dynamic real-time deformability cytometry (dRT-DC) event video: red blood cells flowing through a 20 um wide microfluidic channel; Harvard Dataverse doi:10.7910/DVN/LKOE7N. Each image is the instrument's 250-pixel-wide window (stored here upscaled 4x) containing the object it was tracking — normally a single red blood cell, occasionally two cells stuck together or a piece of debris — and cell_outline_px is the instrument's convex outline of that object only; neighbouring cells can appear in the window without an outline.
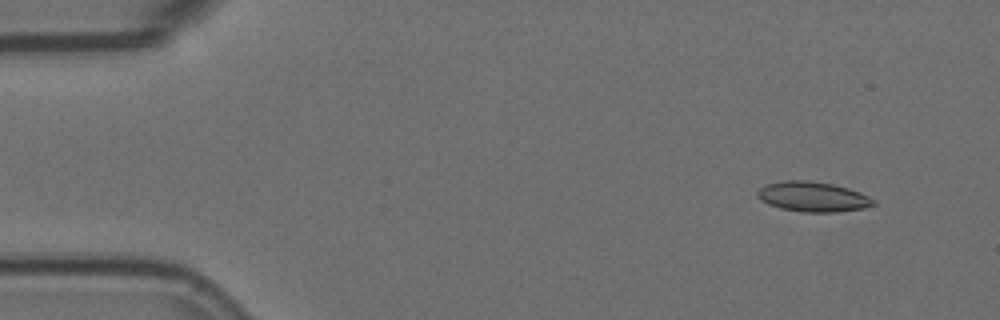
{"species": "Egyptian fruit bat (a non-hibernating species)", "species_latin": "Rousettus aegyptiacus", "temperature_condition": "room temperature", "stored_images_in_passage": 10, "camera_frame_rate_fps": 3000, "um_per_image_px": 0.085, "animal": {"sex": "female"}, "frame": {"image": 1, "passage_image": 2, "time_ms": 0.333, "image_size_px": [1000, 320], "cell_outline_px": [[876, 204], [864, 208], [836, 212], [800, 212], [780, 208], [768, 204], [760, 200], [756, 196], [756, 192], [760, 188], [768, 184], [784, 180], [808, 180], [832, 184], [848, 188], [860, 192], [876, 200]], "centroid_in_image_um": [69.09, 16.72], "position_along_channel_um": 15.9, "area_um2": 20.4}}
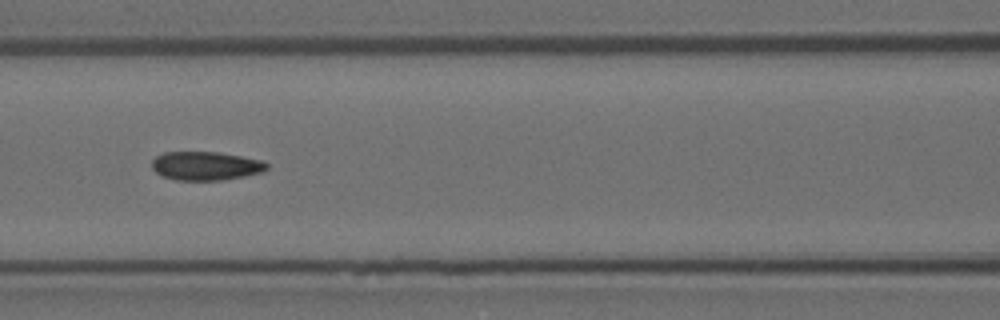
{"frame": {"image": 2, "passage_image": 7, "time_ms": 2.0, "image_size_px": [1000, 320], "cell_outline_px": [[268, 168], [264, 172], [224, 180], [176, 180], [160, 176], [152, 168], [152, 160], [156, 156], [164, 152], [216, 152], [240, 156], [260, 160], [268, 164]], "centroid_in_image_um": [17.47, 14.11], "position_along_channel_um": 149.1, "area_um2": 19.25}}
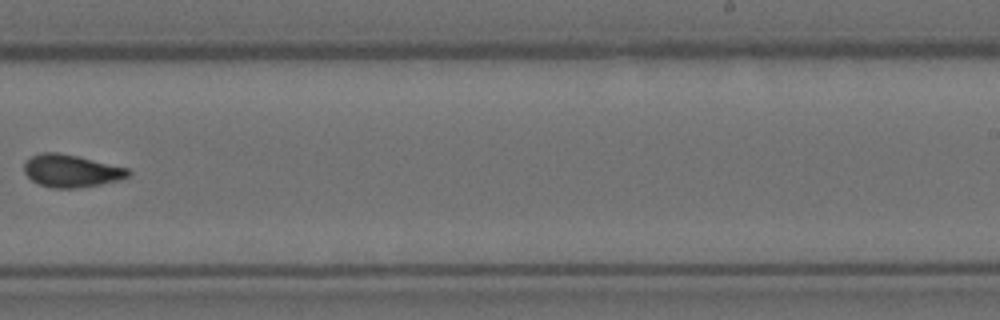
{"frame": {"image": 3, "passage_image": 10, "time_ms": 3.0, "image_size_px": [1000, 320], "cell_outline_px": [[132, 172], [128, 176], [116, 180], [100, 184], [76, 188], [52, 188], [40, 184], [32, 180], [24, 172], [24, 164], [32, 156], [44, 152], [60, 152], [128, 168]], "centroid_in_image_um": [6.05, 14.52], "position_along_channel_um": 283.0, "area_um2": 19.48}}